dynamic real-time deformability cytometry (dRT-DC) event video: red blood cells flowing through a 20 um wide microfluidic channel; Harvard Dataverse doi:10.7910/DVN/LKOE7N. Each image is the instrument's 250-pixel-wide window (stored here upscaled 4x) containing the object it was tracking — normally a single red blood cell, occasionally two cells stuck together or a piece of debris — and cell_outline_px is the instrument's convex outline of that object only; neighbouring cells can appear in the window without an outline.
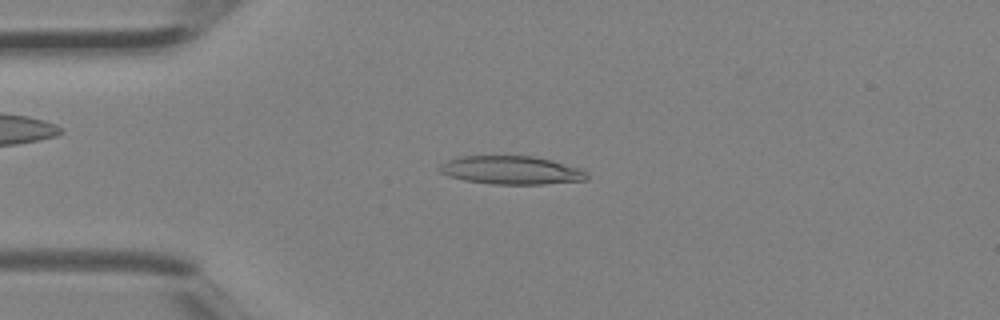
{"species": "Egyptian fruit bat (a non-hibernating species)", "species_latin": "Rousettus aegyptiacus", "temperature_condition": "room temperature", "stored_images_in_passage": 2, "camera_frame_rate_fps": 3000, "um_per_image_px": 0.085, "animal": {"sex": "female"}, "frame": {"image": 1, "passage_image": 2, "time_ms": 0.333, "image_size_px": [1000, 320], "cell_outline_px": [[588, 180], [544, 184], [492, 184], [464, 180], [448, 176], [440, 172], [436, 168], [440, 164], [448, 160], [460, 156], [532, 156], [552, 160], [580, 168], [588, 172]], "centroid_in_image_um": [43.46, 14.47], "position_along_channel_um": 41.5, "area_um2": 24.51}}